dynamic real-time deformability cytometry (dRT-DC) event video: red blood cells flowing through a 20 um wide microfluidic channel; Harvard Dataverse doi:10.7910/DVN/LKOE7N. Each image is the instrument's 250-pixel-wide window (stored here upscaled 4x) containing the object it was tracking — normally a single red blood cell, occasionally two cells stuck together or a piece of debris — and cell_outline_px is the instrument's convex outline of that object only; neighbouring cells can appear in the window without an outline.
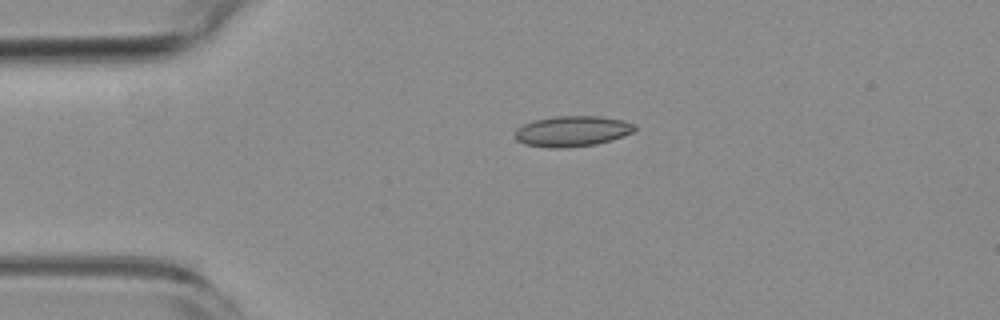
{"species": "common noctule bat (a hibernating species)", "species_latin": "Nyctalus noctula", "temperature_condition": "room temperature", "stored_images_in_passage": 4, "camera_frame_rate_fps": 3000, "um_per_image_px": 0.085, "animal": {"sex": "female", "body_mass_g": 19.3, "forearm_length_mm": 54.1}, "frame": {"image": 1, "passage_image": 3, "time_ms": 3.0, "image_size_px": [1000, 320], "cell_outline_px": [[636, 128], [632, 132], [624, 136], [612, 140], [596, 144], [568, 148], [552, 148], [524, 144], [516, 140], [516, 128], [524, 124], [536, 120], [556, 116], [600, 116], [624, 120], [636, 124]], "centroid_in_image_um": [48.67, 11.15], "position_along_channel_um": 36.3, "area_um2": 21.44}}